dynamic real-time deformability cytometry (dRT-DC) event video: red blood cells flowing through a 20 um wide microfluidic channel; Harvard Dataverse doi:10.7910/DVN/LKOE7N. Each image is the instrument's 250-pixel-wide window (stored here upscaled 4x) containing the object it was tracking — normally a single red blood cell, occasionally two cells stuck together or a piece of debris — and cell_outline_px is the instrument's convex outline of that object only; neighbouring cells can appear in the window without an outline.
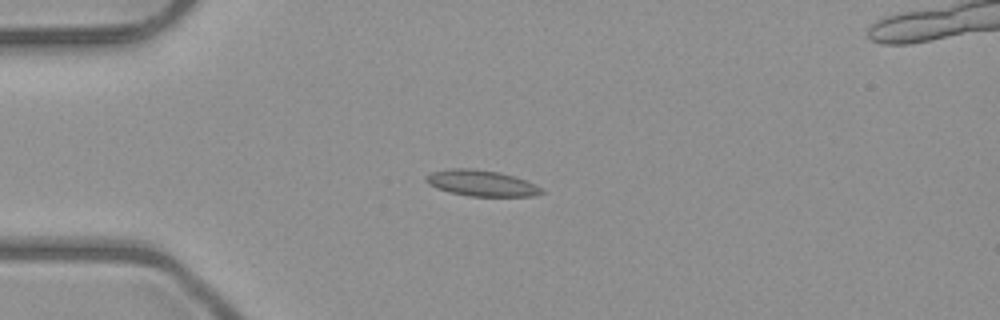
{"species": "common noctule bat (a hibernating species)", "species_latin": "Nyctalus noctula", "temperature_condition": "room temperature", "stored_images_in_passage": 7, "camera_frame_rate_fps": 3000, "um_per_image_px": 0.085, "animal": {"sex": "male", "body_mass_g": 23.1, "forearm_length_mm": 52.7}, "frame": {"image": 1, "passage_image": 3, "time_ms": 3.333, "image_size_px": [1000, 320], "cell_outline_px": [[548, 192], [532, 196], [468, 196], [448, 192], [436, 188], [428, 184], [424, 180], [424, 176], [432, 172], [452, 168], [472, 168], [500, 172], [516, 176], [536, 184], [544, 188]], "centroid_in_image_um": [40.96, 15.57], "position_along_channel_um": 44.0, "area_um2": 17.92}}
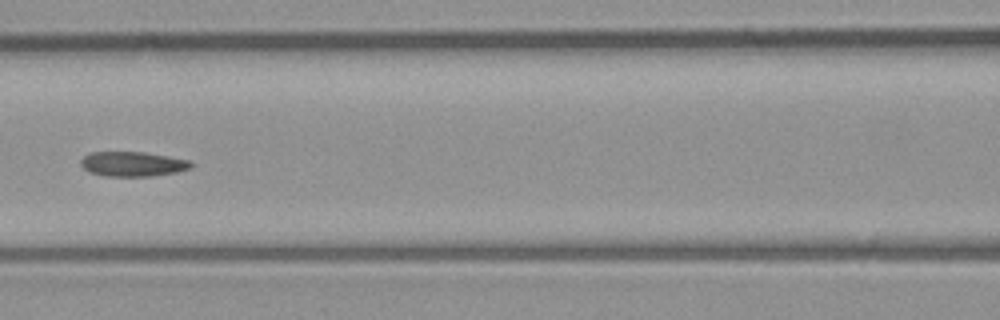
{"frame": {"image": 2, "passage_image": 6, "time_ms": 6.667, "image_size_px": [1000, 320], "cell_outline_px": [[192, 168], [176, 172], [152, 176], [104, 176], [88, 172], [80, 164], [80, 160], [84, 156], [92, 152], [144, 152], [188, 160], [192, 164]], "centroid_in_image_um": [11.24, 13.94], "position_along_channel_um": 155.4, "area_um2": 15.84}}
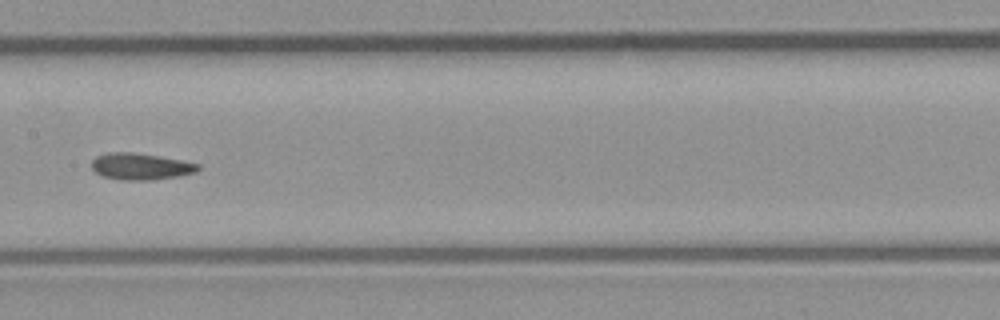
{"frame": {"image": 3, "passage_image": 7, "time_ms": 7.667, "image_size_px": [1000, 320], "cell_outline_px": [[200, 168], [196, 172], [176, 176], [152, 180], [120, 180], [104, 176], [96, 172], [92, 168], [92, 160], [96, 156], [108, 152], [132, 152], [180, 160], [200, 164]], "centroid_in_image_um": [11.93, 14.15], "position_along_channel_um": 195.5, "area_um2": 16.3}}